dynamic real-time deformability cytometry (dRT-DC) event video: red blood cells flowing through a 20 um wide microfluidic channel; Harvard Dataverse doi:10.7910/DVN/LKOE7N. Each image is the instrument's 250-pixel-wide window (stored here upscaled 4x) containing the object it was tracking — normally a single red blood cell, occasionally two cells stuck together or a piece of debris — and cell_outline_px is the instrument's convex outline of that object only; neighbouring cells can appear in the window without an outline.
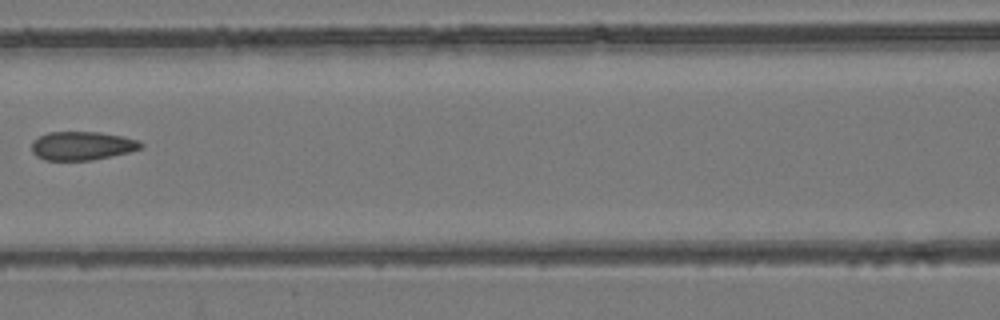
{"species": "common noctule bat (a hibernating species)", "species_latin": "Nyctalus noctula", "temperature_condition": "room temperature", "stored_images_in_passage": 7, "camera_frame_rate_fps": 3000, "um_per_image_px": 0.085, "animal": {"sex": "female", "body_mass_g": 24.6, "forearm_length_mm": 56.2}, "frame": {"image": 1, "passage_image": 6, "time_ms": 6.667, "image_size_px": [1000, 320], "cell_outline_px": [[144, 144], [140, 148], [128, 152], [92, 160], [44, 160], [36, 156], [32, 152], [32, 140], [48, 132], [100, 132], [124, 136], [140, 140]], "centroid_in_image_um": [6.97, 12.38], "position_along_channel_um": 159.6, "area_um2": 18.26}}
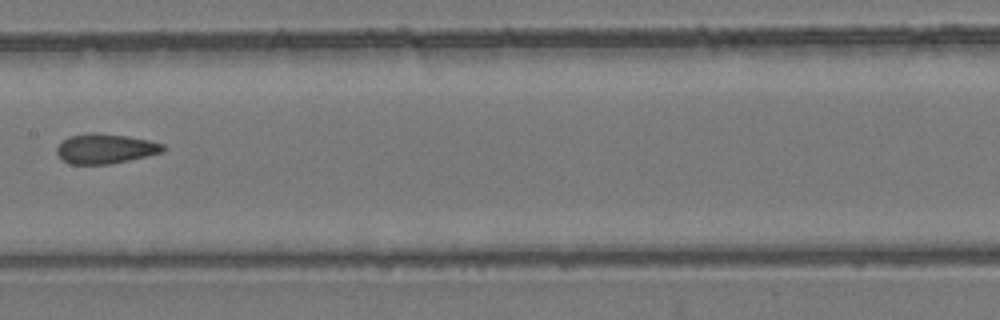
{"frame": {"image": 2, "passage_image": 7, "time_ms": 7.667, "image_size_px": [1000, 320], "cell_outline_px": [[168, 148], [164, 152], [148, 156], [108, 164], [72, 164], [64, 160], [56, 152], [56, 148], [68, 136], [92, 132], [96, 132], [128, 136], [148, 140], [164, 144]], "centroid_in_image_um": [9.0, 12.62], "position_along_channel_um": 198.4, "area_um2": 18.5}}